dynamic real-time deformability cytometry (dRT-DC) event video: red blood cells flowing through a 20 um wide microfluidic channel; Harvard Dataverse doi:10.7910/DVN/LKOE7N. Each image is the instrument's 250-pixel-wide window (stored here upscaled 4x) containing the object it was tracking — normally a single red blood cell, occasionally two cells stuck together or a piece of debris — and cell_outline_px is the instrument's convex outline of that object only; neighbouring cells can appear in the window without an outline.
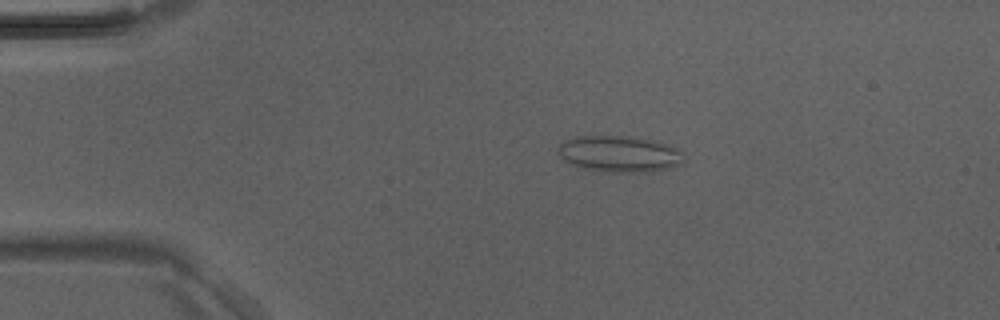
{"species": "Egyptian fruit bat (a non-hibernating species)", "species_latin": "Rousettus aegyptiacus", "temperature_condition": "room temperature", "stored_images_in_passage": 4, "camera_frame_rate_fps": 3000, "um_per_image_px": 0.085, "animal": {"sex": "male"}, "frame": {"image": 1, "passage_image": 3, "time_ms": 0.667, "image_size_px": [1000, 320], "cell_outline_px": [[684, 164], [652, 172], [612, 172], [580, 168], [564, 160], [560, 156], [560, 144], [576, 136], [632, 136], [668, 144], [684, 152]], "centroid_in_image_um": [52.72, 13.09], "position_along_channel_um": 32.3, "area_um2": 26.65}}
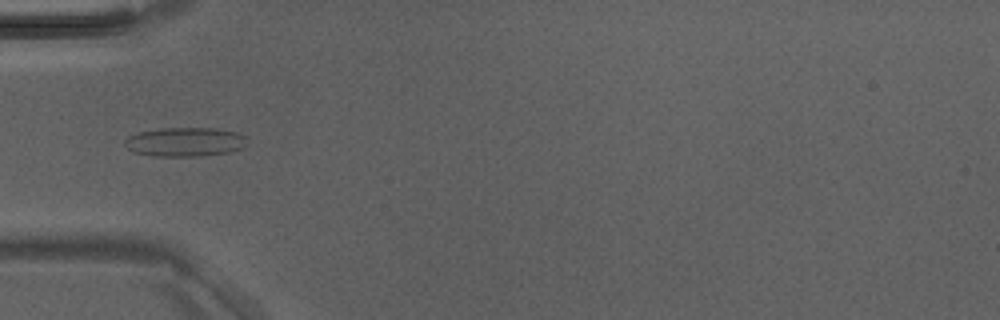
{"frame": {"image": 2, "passage_image": 4, "time_ms": 1.0, "image_size_px": [1000, 320], "cell_outline_px": [[248, 144], [244, 148], [228, 152], [196, 156], [156, 156], [132, 152], [124, 144], [124, 140], [128, 136], [136, 132], [160, 128], [216, 128], [236, 132], [244, 136]], "centroid_in_image_um": [15.71, 12.05], "position_along_channel_um": 69.3, "area_um2": 20.87}}